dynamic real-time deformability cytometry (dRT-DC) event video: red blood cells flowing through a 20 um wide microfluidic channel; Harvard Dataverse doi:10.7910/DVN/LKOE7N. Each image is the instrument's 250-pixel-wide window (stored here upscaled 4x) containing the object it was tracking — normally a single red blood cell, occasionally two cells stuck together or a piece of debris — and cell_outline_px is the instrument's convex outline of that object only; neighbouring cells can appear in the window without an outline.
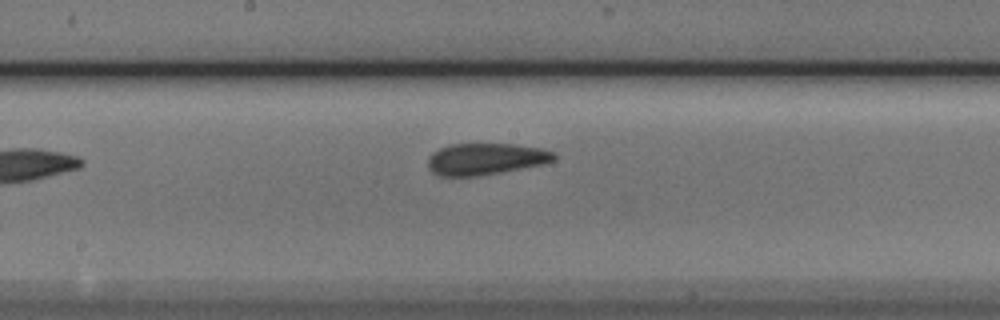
{"species": "Egyptian fruit bat (a non-hibernating species)", "species_latin": "Rousettus aegyptiacus", "temperature_condition": "cold", "stored_images_in_passage": 6, "camera_frame_rate_fps": 3000, "um_per_image_px": 0.085, "animal": {"sex": "male"}, "frame": {"image": 1, "passage_image": 6, "time_ms": 1.667, "image_size_px": [1000, 320], "cell_outline_px": [[556, 160], [544, 164], [500, 172], [476, 176], [440, 176], [432, 172], [428, 168], [428, 156], [432, 152], [448, 144], [512, 144], [540, 148], [556, 152]], "centroid_in_image_um": [41.27, 13.51], "position_along_channel_um": 206.9, "area_um2": 23.35}}